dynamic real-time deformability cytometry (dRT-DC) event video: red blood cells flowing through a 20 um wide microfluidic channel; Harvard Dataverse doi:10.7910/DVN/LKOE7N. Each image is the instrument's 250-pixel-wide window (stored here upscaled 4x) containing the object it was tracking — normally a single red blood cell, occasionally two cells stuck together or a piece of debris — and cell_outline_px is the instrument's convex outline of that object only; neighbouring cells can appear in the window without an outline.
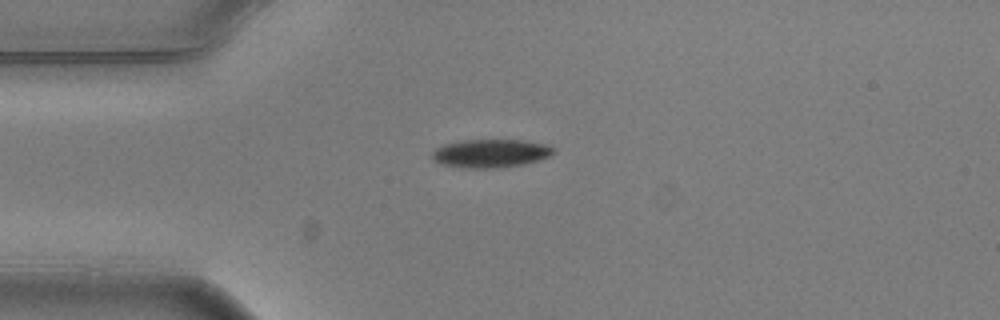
{"species": "common noctule bat (a hibernating species)", "species_latin": "Nyctalus noctula", "temperature_condition": "warm", "stored_images_in_passage": 8, "camera_frame_rate_fps": 3000, "um_per_image_px": 0.085, "animal": {"sex": "male", "body_mass_g": 20.5, "forearm_length_mm": 52.5}, "frame": {"image": 1, "passage_image": 1, "time_ms": 0.0, "image_size_px": [1000, 320], "cell_outline_px": [[556, 152], [540, 160], [524, 164], [496, 168], [464, 168], [440, 164], [432, 160], [432, 152], [436, 148], [444, 144], [464, 140], [524, 140], [544, 144], [556, 148]], "centroid_in_image_um": [41.7, 13.04], "position_along_channel_um": 43.3, "area_um2": 20.17}}
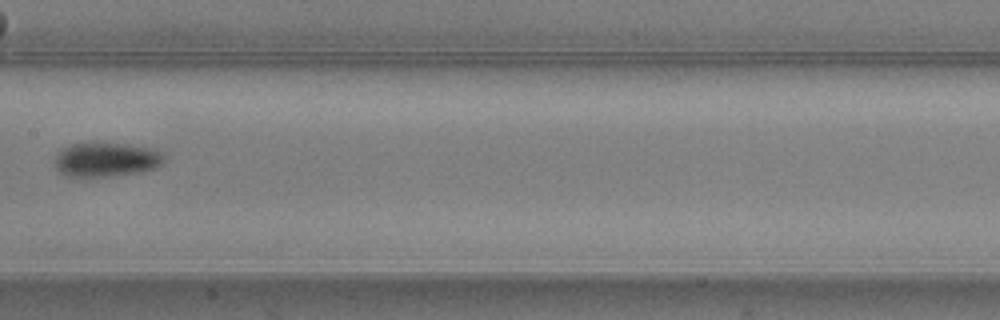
{"frame": {"image": 2, "passage_image": 5, "time_ms": 1.333, "image_size_px": [1000, 320], "cell_outline_px": [[164, 164], [156, 168], [140, 172], [108, 176], [64, 176], [56, 168], [56, 156], [60, 148], [72, 144], [124, 144], [156, 148], [164, 152]], "centroid_in_image_um": [9.09, 13.57], "position_along_channel_um": 198.3, "area_um2": 21.79}}
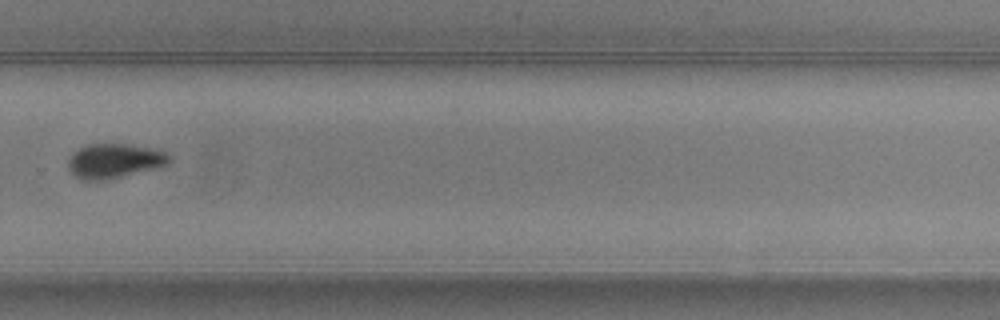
{"frame": {"image": 3, "passage_image": 8, "time_ms": 2.333, "image_size_px": [1000, 320], "cell_outline_px": [[172, 160], [168, 164], [108, 180], [84, 180], [76, 176], [68, 168], [68, 160], [72, 152], [84, 144], [128, 144], [152, 148], [168, 152], [172, 156]], "centroid_in_image_um": [9.72, 13.66], "position_along_channel_um": 320.1, "area_um2": 20.46}}